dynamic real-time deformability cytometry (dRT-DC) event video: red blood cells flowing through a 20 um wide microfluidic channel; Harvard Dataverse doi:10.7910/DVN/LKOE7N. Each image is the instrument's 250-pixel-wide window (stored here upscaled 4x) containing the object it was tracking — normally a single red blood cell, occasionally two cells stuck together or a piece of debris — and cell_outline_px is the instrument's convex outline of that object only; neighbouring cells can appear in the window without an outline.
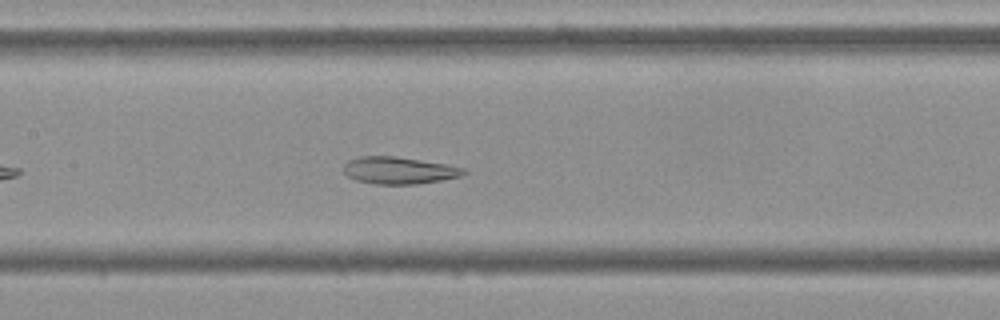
{"species": "Egyptian fruit bat (a non-hibernating species)", "species_latin": "Rousettus aegyptiacus", "temperature_condition": "cold", "stored_images_in_passage": 43, "camera_frame_rate_fps": 3000, "um_per_image_px": 0.085, "frame": {"image": 1, "passage_image": 13, "time_ms": 4.0, "image_size_px": [1000, 320], "cell_outline_px": [[468, 172], [460, 176], [440, 180], [416, 184], [376, 184], [356, 180], [348, 176], [344, 172], [344, 164], [348, 160], [360, 156], [396, 156], [444, 164], [464, 168]], "centroid_in_image_um": [33.88, 14.48], "position_along_channel_um": 173.5, "area_um2": 18.79}}
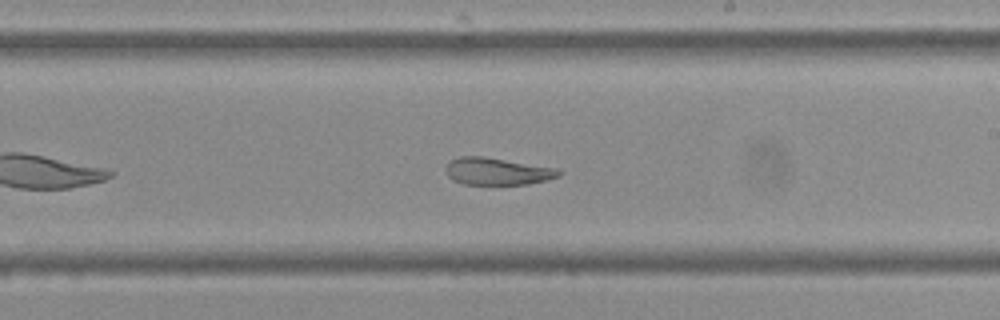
{"frame": {"image": 2, "passage_image": 19, "time_ms": 6.0, "image_size_px": [1000, 320], "cell_outline_px": [[564, 172], [560, 176], [528, 184], [464, 184], [452, 180], [448, 176], [444, 168], [448, 160], [460, 156], [484, 156], [560, 168]], "centroid_in_image_um": [42.27, 14.54], "position_along_channel_um": 246.7, "area_um2": 18.26}}
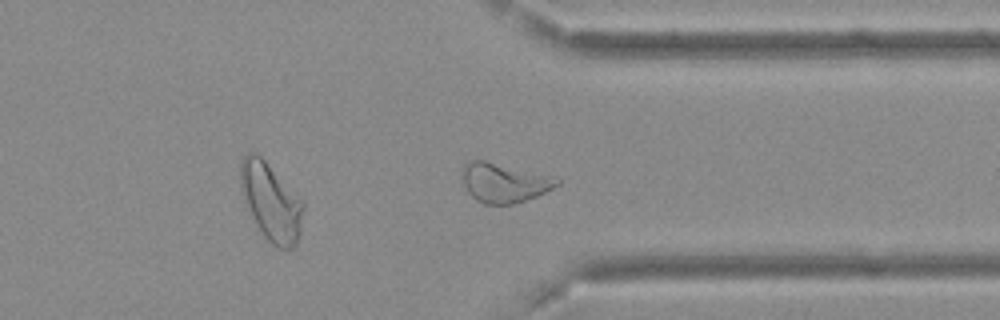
{"frame": {"image": 3, "passage_image": 29, "time_ms": 9.333, "image_size_px": [1000, 320], "cell_outline_px": [[560, 184], [536, 196], [512, 204], [484, 204], [476, 200], [468, 192], [464, 184], [464, 164], [468, 160], [484, 160], [552, 176], [560, 180]], "centroid_in_image_um": [42.84, 15.53], "position_along_channel_um": 368.6, "area_um2": 21.33}, "authors_computed_cell_mechanics": {"area_um2": 21.3282, "velocity_mm_per_s": 3.6804, "shape_relaxation_time_tau1_ms": null, "shape_relaxation_time_tau2_ms": 3.1561, "deformation_change_tau1": null, "deformation_change_tau2": 0.0871}}